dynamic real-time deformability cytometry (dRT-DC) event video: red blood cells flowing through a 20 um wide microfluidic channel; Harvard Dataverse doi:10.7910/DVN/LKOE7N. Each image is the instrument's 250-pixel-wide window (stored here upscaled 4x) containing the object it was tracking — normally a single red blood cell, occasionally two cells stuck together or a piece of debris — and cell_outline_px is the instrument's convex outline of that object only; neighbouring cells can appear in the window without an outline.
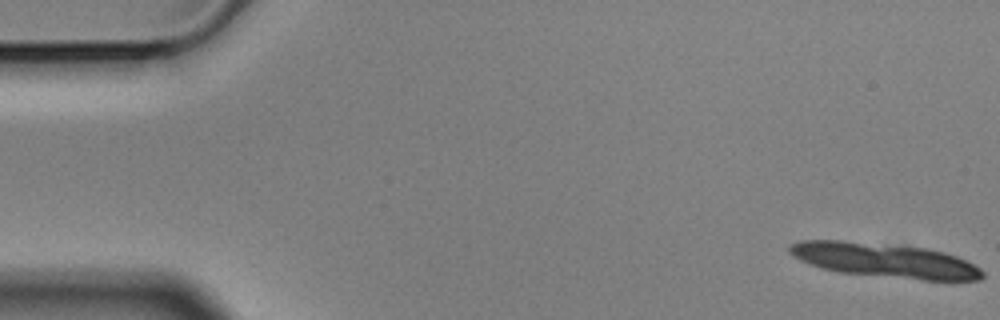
{"species": "Egyptian fruit bat (a non-hibernating species)", "species_latin": "Rousettus aegyptiacus", "temperature_condition": "cold", "stored_images_in_passage": 12, "camera_frame_rate_fps": 3000, "um_per_image_px": 0.085, "animal": {"sex": "male"}, "frame": {"image": 1, "passage_image": 1, "time_ms": 0.0, "image_size_px": [1000, 320], "cell_outline_px": [[984, 276], [980, 280], [924, 280], [840, 272], [808, 264], [792, 256], [788, 252], [788, 244], [800, 240], [840, 240], [924, 248], [944, 252], [956, 256], [980, 268], [984, 272]], "centroid_in_image_um": [75.16, 22.12], "position_along_channel_um": 9.8, "area_um2": 38.38}}